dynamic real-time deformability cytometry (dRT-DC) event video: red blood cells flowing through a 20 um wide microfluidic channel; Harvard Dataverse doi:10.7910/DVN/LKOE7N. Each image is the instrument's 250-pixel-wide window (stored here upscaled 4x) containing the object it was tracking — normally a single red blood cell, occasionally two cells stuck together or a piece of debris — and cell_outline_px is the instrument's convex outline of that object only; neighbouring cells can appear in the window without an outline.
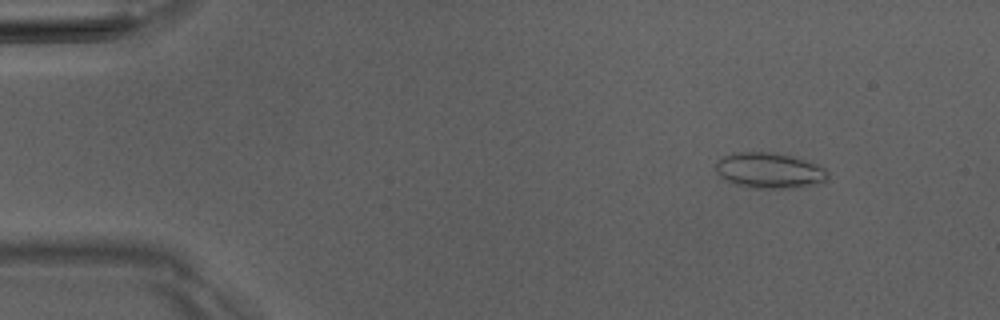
{"species": "Egyptian fruit bat (a non-hibernating species)", "species_latin": "Rousettus aegyptiacus", "temperature_condition": "room temperature", "stored_images_in_passage": 6, "camera_frame_rate_fps": 3000, "um_per_image_px": 0.085, "animal": {"sex": "male"}, "frame": {"image": 1, "passage_image": 2, "time_ms": 1.333, "image_size_px": [1000, 320], "cell_outline_px": [[828, 180], [824, 184], [792, 188], [752, 188], [732, 184], [720, 176], [716, 172], [716, 160], [724, 156], [736, 152], [768, 152], [788, 156], [824, 168], [828, 172]], "centroid_in_image_um": [65.37, 14.53], "position_along_channel_um": 19.6, "area_um2": 23.18}}